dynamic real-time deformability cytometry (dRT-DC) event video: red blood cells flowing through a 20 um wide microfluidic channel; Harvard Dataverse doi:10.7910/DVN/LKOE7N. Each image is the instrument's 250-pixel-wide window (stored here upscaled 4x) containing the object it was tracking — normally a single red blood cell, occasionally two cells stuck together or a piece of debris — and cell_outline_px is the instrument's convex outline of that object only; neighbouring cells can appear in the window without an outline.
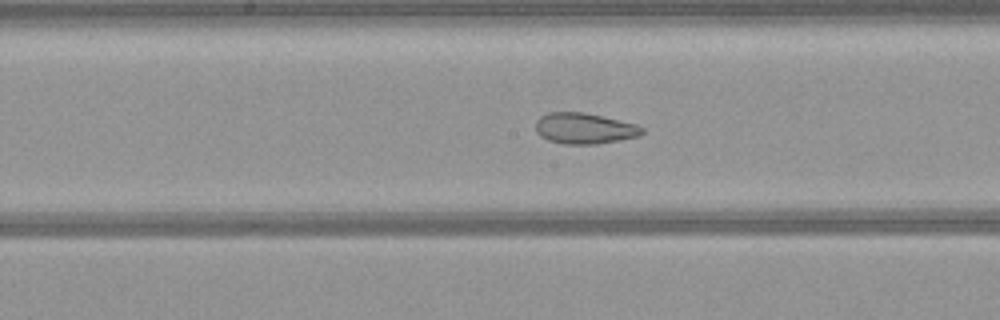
{"species": "common noctule bat (a hibernating species)", "species_latin": "Nyctalus noctula", "temperature_condition": "warm", "stored_images_in_passage": 52, "camera_frame_rate_fps": 3000, "um_per_image_px": 0.085, "animal": {"sex": "female", "body_mass_g": 21.9}, "frame": {"image": 1, "passage_image": 26, "time_ms": 8.333, "image_size_px": [1000, 320], "cell_outline_px": [[644, 132], [640, 136], [596, 144], [564, 144], [548, 140], [540, 136], [536, 132], [536, 120], [540, 116], [548, 112], [584, 112], [636, 124], [644, 128]], "centroid_in_image_um": [49.66, 10.91], "position_along_channel_um": 198.5, "area_um2": 19.19}}
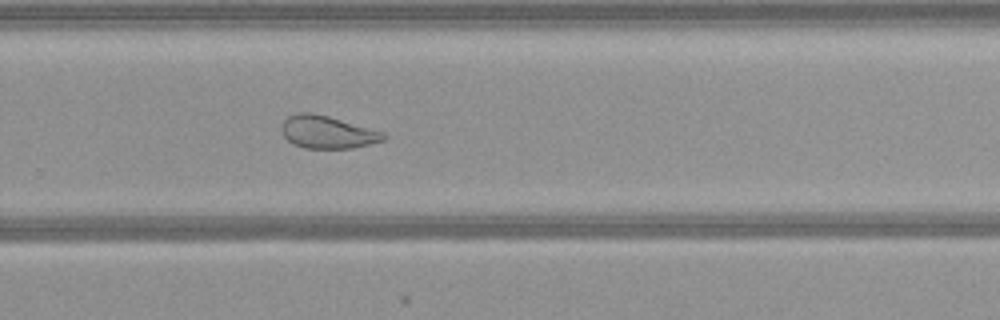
{"frame": {"image": 2, "passage_image": 34, "time_ms": 11.0, "image_size_px": [1000, 320], "cell_outline_px": [[388, 136], [384, 140], [352, 148], [304, 148], [292, 144], [284, 136], [280, 128], [284, 120], [288, 116], [296, 112], [312, 112], [328, 116], [384, 132]], "centroid_in_image_um": [27.8, 11.22], "position_along_channel_um": 302.0, "area_um2": 19.42}}
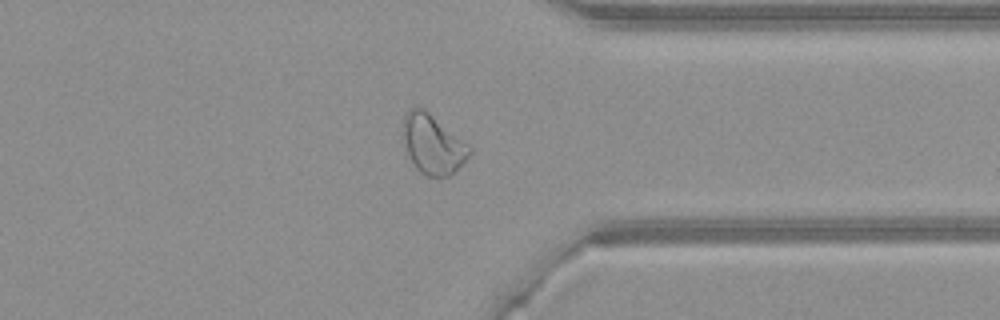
{"frame": {"image": 3, "passage_image": 40, "time_ms": 13.0, "image_size_px": [1000, 320], "cell_outline_px": [[472, 152], [448, 176], [428, 176], [420, 172], [416, 168], [408, 156], [400, 136], [404, 116], [412, 108], [420, 104], [472, 148]], "centroid_in_image_um": [36.71, 12.21], "position_along_channel_um": 374.7, "area_um2": 23.06}}